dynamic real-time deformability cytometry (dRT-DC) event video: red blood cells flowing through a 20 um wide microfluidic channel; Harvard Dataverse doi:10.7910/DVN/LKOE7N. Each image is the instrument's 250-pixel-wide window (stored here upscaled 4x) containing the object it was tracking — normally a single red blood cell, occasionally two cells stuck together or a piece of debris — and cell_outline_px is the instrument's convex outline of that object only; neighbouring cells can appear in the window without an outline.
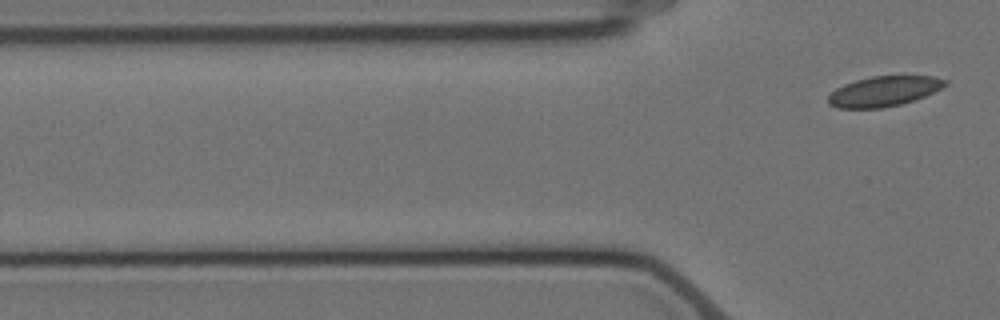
{"species": "Egyptian fruit bat (a non-hibernating species)", "species_latin": "Rousettus aegyptiacus", "temperature_condition": "cold", "stored_images_in_passage": 7, "segment_of_instrument_passage": [2, 2], "camera_frame_rate_fps": 3000, "um_per_image_px": 0.085, "animal": {"sex": "female"}, "frame": {"image": 1, "passage_image": 7, "time_ms": 8.333, "image_size_px": [1000, 320], "cell_outline_px": [[948, 84], [924, 96], [900, 104], [884, 108], [836, 108], [828, 104], [828, 96], [836, 88], [844, 84], [856, 80], [872, 76], [936, 76], [948, 80]], "centroid_in_image_um": [75.11, 7.75], "position_along_channel_um": 50.7, "area_um2": 20.46}}